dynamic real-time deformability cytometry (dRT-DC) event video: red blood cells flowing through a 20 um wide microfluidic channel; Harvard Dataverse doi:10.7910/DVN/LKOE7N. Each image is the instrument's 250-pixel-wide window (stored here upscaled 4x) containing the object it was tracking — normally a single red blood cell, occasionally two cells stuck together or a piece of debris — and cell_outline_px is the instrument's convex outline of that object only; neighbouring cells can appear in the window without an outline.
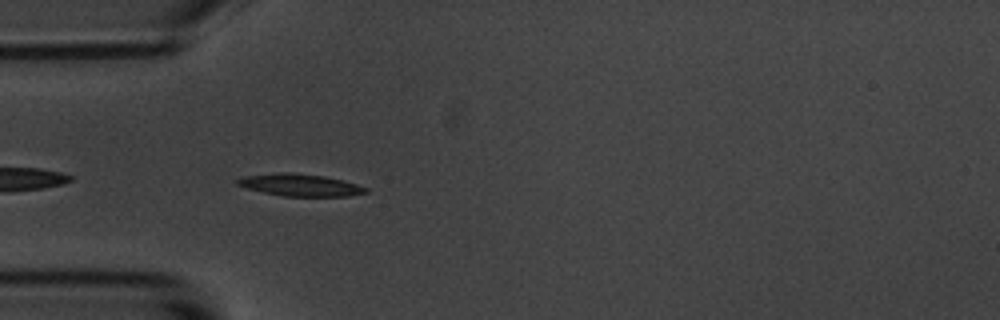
{"species": "common noctule bat (a hibernating species)", "species_latin": "Nyctalus noctula", "temperature_condition": "room temperature", "stored_images_in_passage": 1, "camera_frame_rate_fps": 3000, "um_per_image_px": 0.085, "animal": {"sex": "male", "body_mass_g": 20.1, "forearm_length_mm": 53.5}, "frame": {"image": 1, "passage_image": 1, "time_ms": 0.0, "image_size_px": [1000, 320], "cell_outline_px": [[368, 192], [348, 196], [284, 196], [264, 192], [248, 188], [236, 184], [236, 180], [244, 176], [280, 172], [288, 172], [324, 176], [344, 180], [368, 188]], "centroid_in_image_um": [25.53, 15.72], "position_along_channel_um": 59.5, "area_um2": 16.42}}